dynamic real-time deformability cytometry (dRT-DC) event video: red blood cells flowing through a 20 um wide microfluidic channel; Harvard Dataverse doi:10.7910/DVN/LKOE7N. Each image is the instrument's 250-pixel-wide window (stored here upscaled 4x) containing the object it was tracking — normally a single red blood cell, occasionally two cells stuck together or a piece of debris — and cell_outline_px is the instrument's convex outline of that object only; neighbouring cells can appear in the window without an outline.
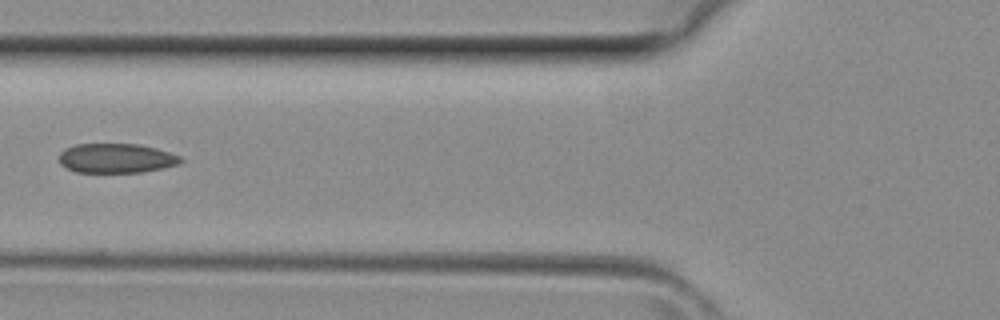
{"species": "common noctule bat (a hibernating species)", "species_latin": "Nyctalus noctula", "temperature_condition": "room temperature", "stored_images_in_passage": 3, "camera_frame_rate_fps": 3000, "um_per_image_px": 0.085, "animal": {"sex": "female", "body_mass_g": 29.2, "forearm_length_mm": 56.3}, "frame": {"image": 1, "passage_image": 3, "time_ms": 0.667, "image_size_px": [1000, 320], "cell_outline_px": [[184, 160], [180, 164], [164, 168], [140, 172], [76, 172], [60, 164], [60, 152], [64, 148], [76, 144], [136, 144], [156, 148], [180, 156]], "centroid_in_image_um": [9.89, 13.45], "position_along_channel_um": 115.9, "area_um2": 20.87}}